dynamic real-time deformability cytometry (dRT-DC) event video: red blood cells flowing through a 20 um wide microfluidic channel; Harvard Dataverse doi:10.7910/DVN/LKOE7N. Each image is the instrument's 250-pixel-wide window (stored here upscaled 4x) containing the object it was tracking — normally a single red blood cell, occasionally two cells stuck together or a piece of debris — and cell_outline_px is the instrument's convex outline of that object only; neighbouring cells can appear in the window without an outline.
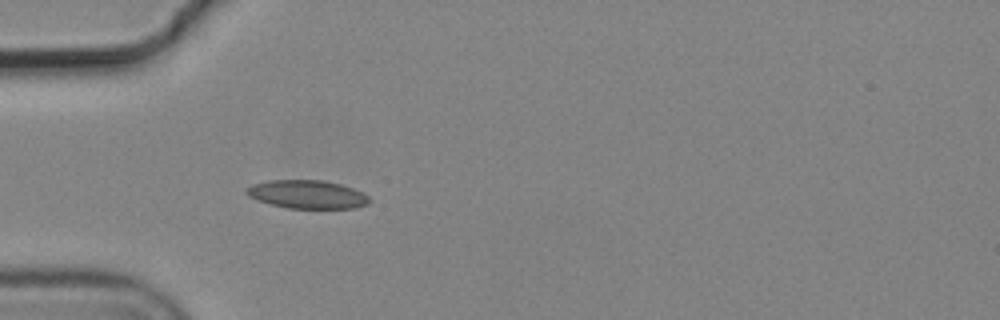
{"species": "common noctule bat (a hibernating species)", "species_latin": "Nyctalus noctula", "temperature_condition": "cold", "stored_images_in_passage": 5, "camera_frame_rate_fps": 3000, "um_per_image_px": 0.085, "animal": {"sex": "male", "body_mass_g": 19.2, "forearm_length_mm": 51.8}, "frame": {"image": 1, "passage_image": 5, "time_ms": 1.333, "image_size_px": [1000, 320], "cell_outline_px": [[372, 200], [368, 204], [356, 208], [288, 208], [256, 200], [248, 196], [244, 192], [244, 188], [252, 184], [268, 180], [324, 180], [340, 184], [352, 188], [368, 196]], "centroid_in_image_um": [26.08, 16.52], "position_along_channel_um": 58.9, "area_um2": 20.4}}